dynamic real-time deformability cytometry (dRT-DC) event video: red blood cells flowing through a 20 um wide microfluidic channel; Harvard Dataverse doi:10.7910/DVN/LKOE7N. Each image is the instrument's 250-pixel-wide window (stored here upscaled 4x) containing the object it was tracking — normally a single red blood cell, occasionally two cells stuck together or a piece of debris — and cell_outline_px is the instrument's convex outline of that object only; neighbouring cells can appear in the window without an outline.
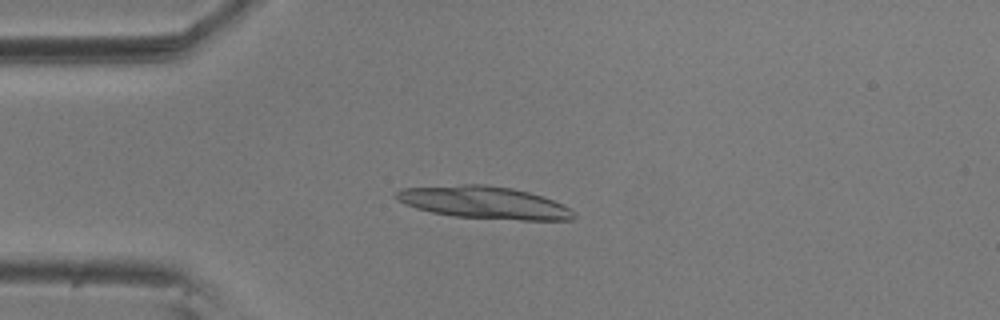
{"species": "common noctule bat (a hibernating species)", "species_latin": "Nyctalus noctula", "temperature_condition": "room temperature", "stored_images_in_passage": 22, "camera_frame_rate_fps": 3000, "um_per_image_px": 0.085, "animal": {"sex": "male", "body_mass_g": 20.5, "forearm_length_mm": 52.5}, "frame": {"image": 1, "passage_image": 14, "time_ms": 4.333, "image_size_px": [1000, 320], "cell_outline_px": [[576, 216], [572, 220], [520, 220], [452, 216], [432, 212], [416, 208], [404, 204], [396, 200], [396, 192], [400, 188], [460, 184], [484, 184], [512, 188], [544, 196], [564, 204]], "centroid_in_image_um": [41.14, 17.21], "position_along_channel_um": 43.9, "area_um2": 33.64}}